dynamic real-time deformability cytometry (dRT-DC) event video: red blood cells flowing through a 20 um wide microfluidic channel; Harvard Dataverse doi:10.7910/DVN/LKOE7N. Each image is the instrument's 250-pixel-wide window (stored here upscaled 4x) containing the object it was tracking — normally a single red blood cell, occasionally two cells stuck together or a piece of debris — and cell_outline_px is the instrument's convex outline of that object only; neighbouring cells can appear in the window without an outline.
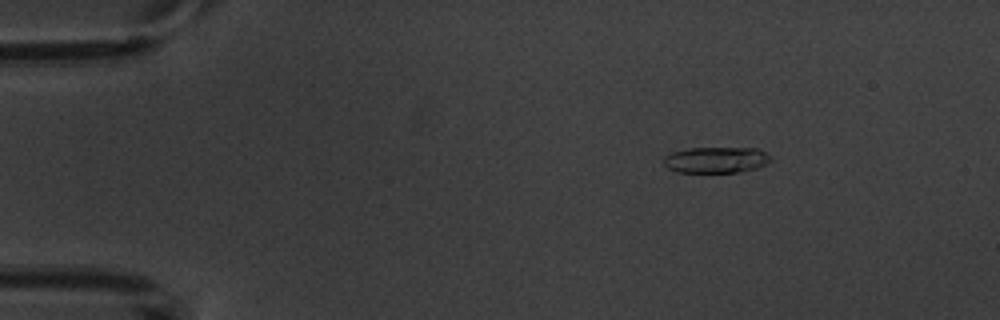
{"species": "common noctule bat (a hibernating species)", "species_latin": "Nyctalus noctula", "temperature_condition": "warm", "stored_images_in_passage": 7, "camera_frame_rate_fps": 3000, "um_per_image_px": 0.085, "animal": {"sex": "male", "body_mass_g": 20.1, "forearm_length_mm": 53.5}, "frame": {"image": 1, "passage_image": 2, "time_ms": 1.333, "image_size_px": [1000, 320], "cell_outline_px": [[772, 160], [756, 168], [740, 172], [676, 172], [668, 168], [664, 164], [664, 156], [672, 152], [688, 148], [756, 148], [764, 152]], "centroid_in_image_um": [60.83, 13.59], "position_along_channel_um": 24.2, "area_um2": 16.13}}
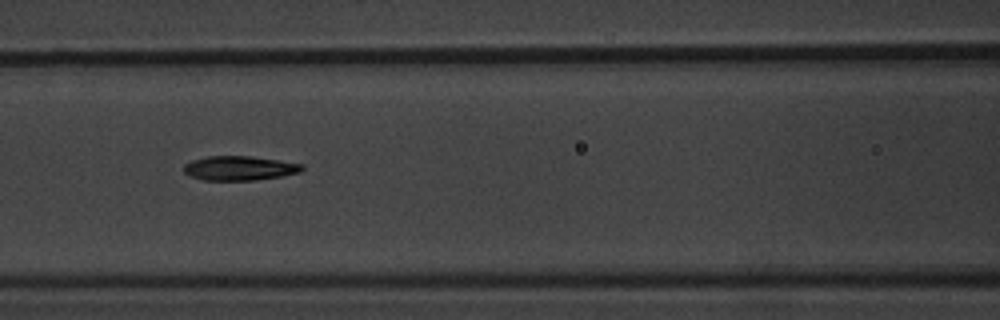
{"frame": {"image": 2, "passage_image": 6, "time_ms": 6.667, "image_size_px": [1000, 320], "cell_outline_px": [[304, 168], [300, 172], [284, 176], [256, 180], [204, 180], [188, 176], [184, 172], [184, 164], [192, 160], [208, 156], [252, 156], [304, 164]], "centroid_in_image_um": [20.36, 14.3], "position_along_channel_um": 146.2, "area_um2": 16.94}}
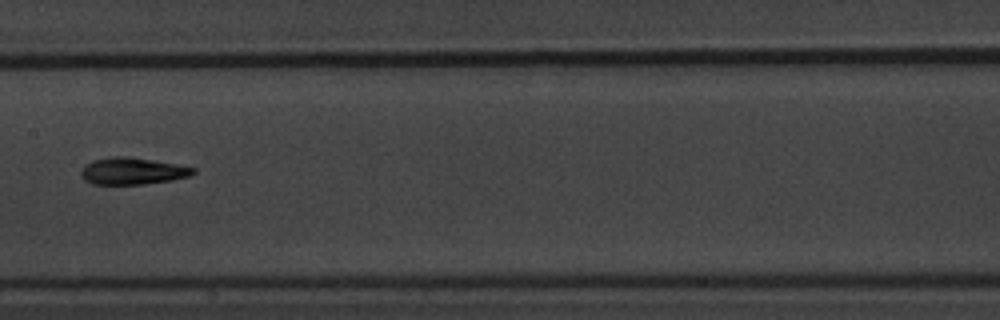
{"frame": {"image": 3, "passage_image": 7, "time_ms": 8.0, "image_size_px": [1000, 320], "cell_outline_px": [[196, 172], [192, 176], [172, 180], [144, 184], [92, 184], [84, 180], [80, 176], [80, 172], [84, 164], [92, 160], [112, 156], [128, 156], [176, 164], [196, 168]], "centroid_in_image_um": [11.24, 14.54], "position_along_channel_um": 196.2, "area_um2": 17.8}}